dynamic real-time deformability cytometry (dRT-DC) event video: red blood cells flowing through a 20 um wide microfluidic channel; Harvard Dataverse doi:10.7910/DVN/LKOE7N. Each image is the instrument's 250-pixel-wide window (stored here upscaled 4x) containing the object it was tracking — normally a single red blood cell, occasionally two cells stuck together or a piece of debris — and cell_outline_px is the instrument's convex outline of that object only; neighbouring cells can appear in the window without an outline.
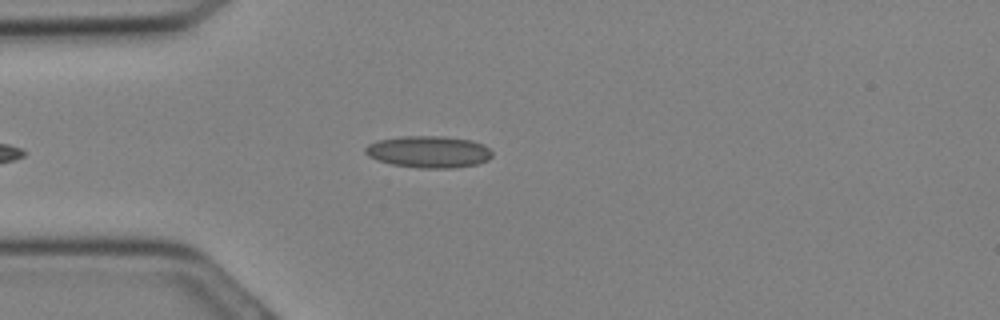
{"species": "Egyptian fruit bat (a non-hibernating species)", "species_latin": "Rousettus aegyptiacus", "temperature_condition": "cold", "stored_images_in_passage": 16, "camera_frame_rate_fps": 3000, "um_per_image_px": 0.085, "animal": {"sex": "female"}, "frame": {"image": 1, "passage_image": 2, "time_ms": 0.333, "image_size_px": [1000, 320], "cell_outline_px": [[492, 156], [488, 160], [476, 164], [452, 168], [416, 168], [392, 164], [368, 156], [364, 152], [364, 148], [368, 144], [376, 140], [404, 136], [444, 136], [472, 140], [484, 144], [492, 152]], "centroid_in_image_um": [36.44, 12.9], "position_along_channel_um": 48.6, "area_um2": 23.64}}
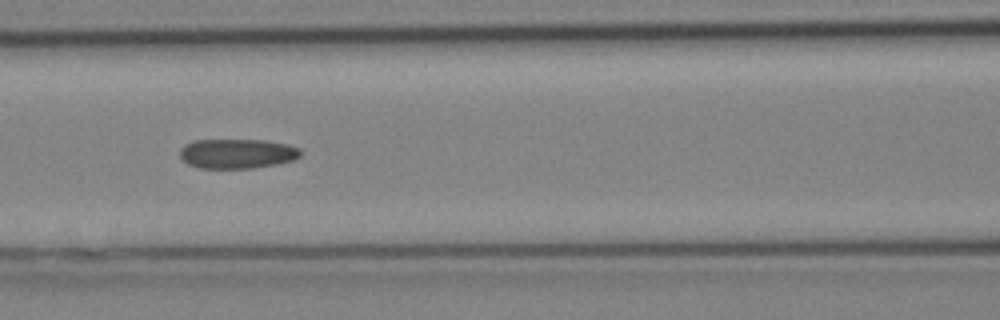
{"frame": {"image": 2, "passage_image": 7, "time_ms": 2.0, "image_size_px": [1000, 320], "cell_outline_px": [[300, 156], [292, 160], [276, 164], [252, 168], [200, 168], [188, 164], [180, 156], [180, 148], [184, 144], [192, 140], [264, 140], [288, 144], [300, 148]], "centroid_in_image_um": [20.14, 13.05], "position_along_channel_um": 146.5, "area_um2": 20.87}}
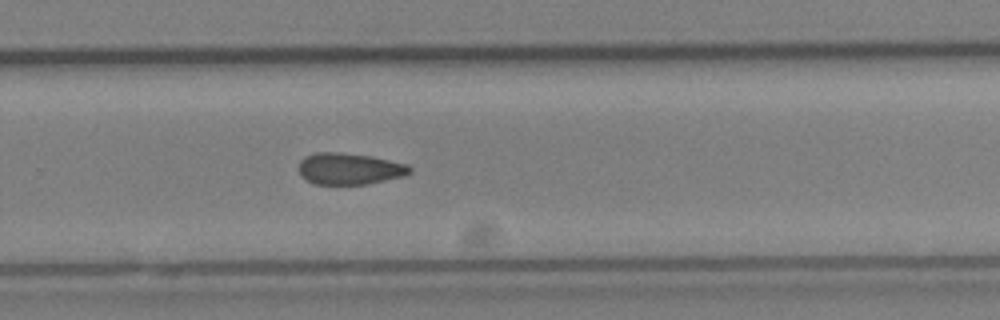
{"frame": {"image": 3, "passage_image": 14, "time_ms": 4.333, "image_size_px": [1000, 320], "cell_outline_px": [[412, 172], [404, 176], [364, 184], [316, 184], [300, 176], [300, 160], [304, 156], [316, 152], [340, 152], [372, 156], [408, 164], [412, 168]], "centroid_in_image_um": [29.72, 14.33], "position_along_channel_um": 300.1, "area_um2": 20.4}}